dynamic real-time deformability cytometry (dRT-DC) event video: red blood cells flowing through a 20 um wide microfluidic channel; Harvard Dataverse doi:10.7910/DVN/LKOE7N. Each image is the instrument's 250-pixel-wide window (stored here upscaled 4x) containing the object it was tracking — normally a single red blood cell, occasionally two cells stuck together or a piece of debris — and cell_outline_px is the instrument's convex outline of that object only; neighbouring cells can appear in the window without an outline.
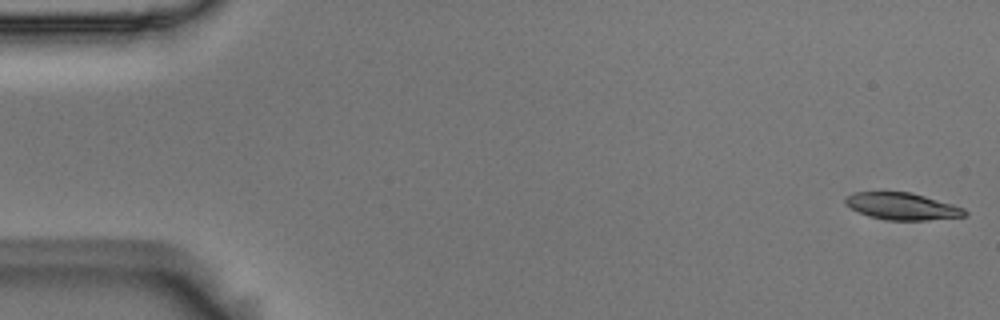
{"species": "Egyptian fruit bat (a non-hibernating species)", "species_latin": "Rousettus aegyptiacus", "temperature_condition": "room temperature", "stored_images_in_passage": 54, "camera_frame_rate_fps": 3000, "um_per_image_px": 0.085, "animal": {"sex": "male"}, "frame": {"image": 1, "passage_image": 1, "time_ms": 0.0, "image_size_px": [1000, 320], "cell_outline_px": [[968, 216], [928, 220], [888, 220], [868, 216], [844, 204], [844, 200], [852, 192], [912, 192], [952, 204], [964, 208], [968, 212]], "centroid_in_image_um": [76.71, 17.53], "position_along_channel_um": 8.3, "area_um2": 18.79}}
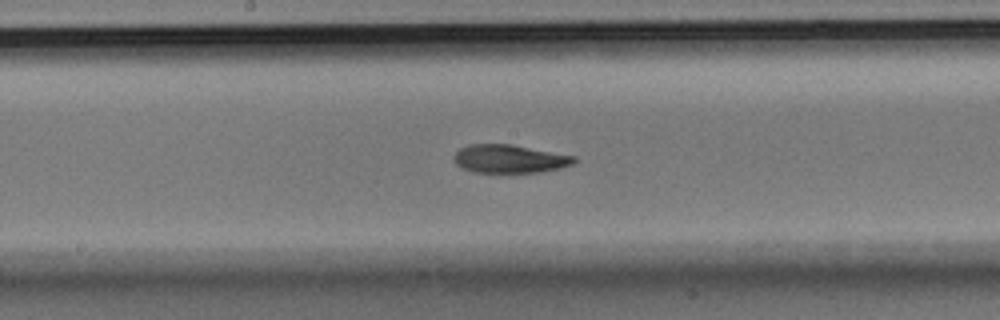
{"frame": {"image": 2, "passage_image": 28, "time_ms": 9.0, "image_size_px": [1000, 320], "cell_outline_px": [[576, 160], [572, 164], [560, 168], [540, 172], [472, 172], [460, 168], [452, 160], [452, 156], [460, 148], [468, 144], [512, 144], [576, 156]], "centroid_in_image_um": [43.26, 13.49], "position_along_channel_um": 204.9, "area_um2": 20.0}}
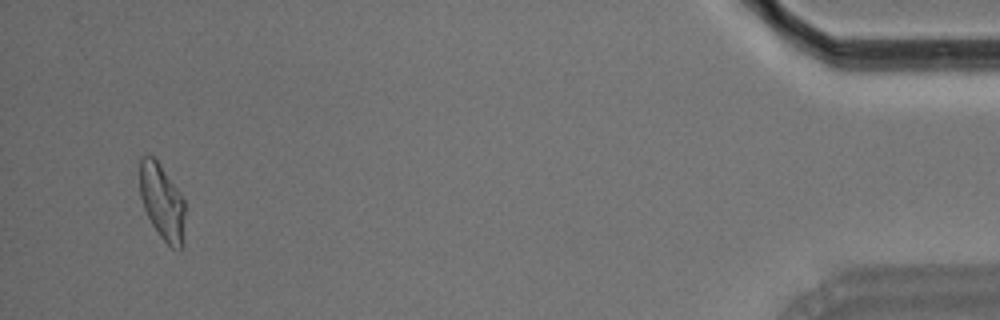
{"frame": {"image": 3, "passage_image": 52, "time_ms": 17.0, "image_size_px": [1000, 320], "cell_outline_px": [[184, 244], [180, 252], [172, 248], [160, 236], [152, 224], [144, 208], [140, 196], [140, 156], [152, 156], [160, 164], [184, 200]], "centroid_in_image_um": [13.79, 17.21], "position_along_channel_um": 421.4, "area_um2": 19.88}, "authors_computed_cell_mechanics": {"area_um2": 20.2589, "velocity_mm_per_s": 3.6926, "shape_relaxation_time_tau1_ms": 4.8027, "shape_relaxation_time_tau2_ms": 1.8202, "deformation_change_tau1": 0.1612, "deformation_change_tau2": 0.0771}}